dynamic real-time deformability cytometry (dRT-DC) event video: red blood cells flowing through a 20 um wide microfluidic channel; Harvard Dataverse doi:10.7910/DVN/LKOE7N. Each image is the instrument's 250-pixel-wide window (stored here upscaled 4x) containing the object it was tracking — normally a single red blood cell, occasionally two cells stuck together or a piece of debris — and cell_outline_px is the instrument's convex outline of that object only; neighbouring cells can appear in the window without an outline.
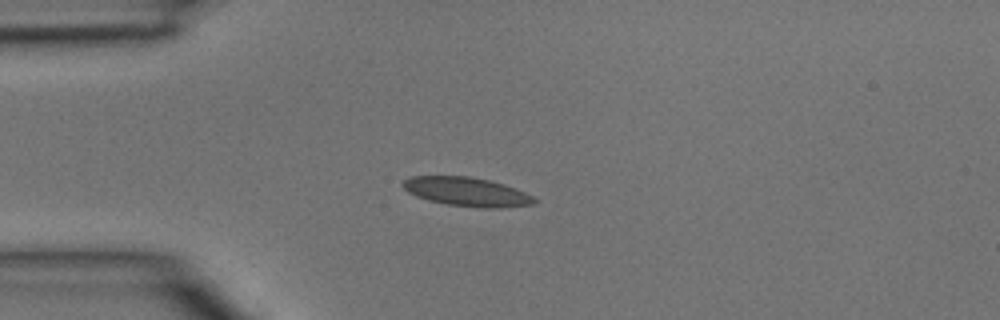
{"species": "common noctule bat (a hibernating species)", "species_latin": "Nyctalus noctula", "temperature_condition": "room temperature", "stored_images_in_passage": 35, "camera_frame_rate_fps": 3000, "um_per_image_px": 0.085, "animal": {"sex": "male", "body_mass_g": 15.6}, "frame": {"image": 1, "passage_image": 1, "time_ms": 0.0, "image_size_px": [1000, 320], "cell_outline_px": [[536, 204], [500, 208], [484, 208], [448, 204], [428, 200], [416, 196], [408, 192], [400, 184], [404, 180], [412, 176], [468, 176], [488, 180], [504, 184], [516, 188], [532, 196], [536, 200]], "centroid_in_image_um": [39.68, 16.3], "position_along_channel_um": 45.3, "area_um2": 22.08}}
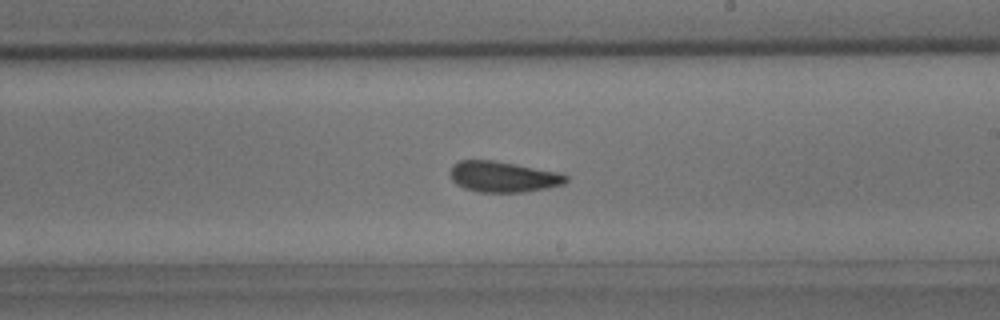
{"frame": {"image": 2, "passage_image": 16, "time_ms": 5.0, "image_size_px": [1000, 320], "cell_outline_px": [[568, 180], [564, 184], [548, 188], [524, 192], [480, 192], [464, 188], [456, 184], [452, 180], [448, 172], [452, 164], [460, 160], [492, 160], [516, 164], [560, 172], [568, 176]], "centroid_in_image_um": [42.76, 15.02], "position_along_channel_um": 246.2, "area_um2": 21.04}}
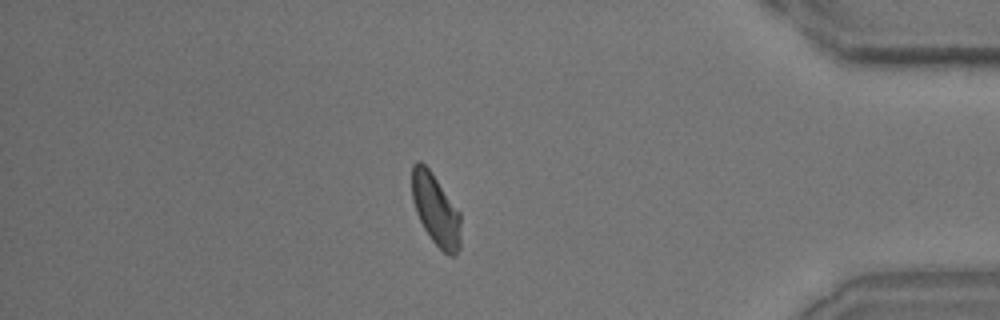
{"frame": {"image": 3, "passage_image": 29, "time_ms": 9.333, "image_size_px": [1000, 320], "cell_outline_px": [[460, 248], [456, 256], [448, 256], [432, 240], [424, 228], [416, 212], [412, 200], [412, 164], [416, 160], [420, 160], [428, 168], [460, 212]], "centroid_in_image_um": [37.03, 17.84], "position_along_channel_um": 398.2, "area_um2": 20.23}}